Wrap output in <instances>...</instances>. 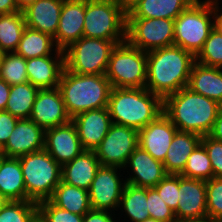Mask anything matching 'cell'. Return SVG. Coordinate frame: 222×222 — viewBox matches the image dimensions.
<instances>
[{"label":"cell","instance_id":"1","mask_svg":"<svg viewBox=\"0 0 222 222\" xmlns=\"http://www.w3.org/2000/svg\"><path fill=\"white\" fill-rule=\"evenodd\" d=\"M195 56L179 46H169L147 52L145 88L164 99L187 87Z\"/></svg>","mask_w":222,"mask_h":222},{"label":"cell","instance_id":"2","mask_svg":"<svg viewBox=\"0 0 222 222\" xmlns=\"http://www.w3.org/2000/svg\"><path fill=\"white\" fill-rule=\"evenodd\" d=\"M222 105L184 87L163 99V113L178 131L209 135Z\"/></svg>","mask_w":222,"mask_h":222},{"label":"cell","instance_id":"3","mask_svg":"<svg viewBox=\"0 0 222 222\" xmlns=\"http://www.w3.org/2000/svg\"><path fill=\"white\" fill-rule=\"evenodd\" d=\"M107 108L114 124L140 130L163 113V99L146 88H112Z\"/></svg>","mask_w":222,"mask_h":222},{"label":"cell","instance_id":"4","mask_svg":"<svg viewBox=\"0 0 222 222\" xmlns=\"http://www.w3.org/2000/svg\"><path fill=\"white\" fill-rule=\"evenodd\" d=\"M58 88L71 119L82 112L106 108L112 89L110 81L103 75H81L64 69Z\"/></svg>","mask_w":222,"mask_h":222},{"label":"cell","instance_id":"5","mask_svg":"<svg viewBox=\"0 0 222 222\" xmlns=\"http://www.w3.org/2000/svg\"><path fill=\"white\" fill-rule=\"evenodd\" d=\"M19 160L26 187V201L38 204L49 200L61 182L62 166L45 149L21 156Z\"/></svg>","mask_w":222,"mask_h":222},{"label":"cell","instance_id":"6","mask_svg":"<svg viewBox=\"0 0 222 222\" xmlns=\"http://www.w3.org/2000/svg\"><path fill=\"white\" fill-rule=\"evenodd\" d=\"M213 29V0H196L174 20V45L196 56Z\"/></svg>","mask_w":222,"mask_h":222},{"label":"cell","instance_id":"7","mask_svg":"<svg viewBox=\"0 0 222 222\" xmlns=\"http://www.w3.org/2000/svg\"><path fill=\"white\" fill-rule=\"evenodd\" d=\"M126 40H104L83 36L64 49L65 68L81 75H103L112 50Z\"/></svg>","mask_w":222,"mask_h":222},{"label":"cell","instance_id":"8","mask_svg":"<svg viewBox=\"0 0 222 222\" xmlns=\"http://www.w3.org/2000/svg\"><path fill=\"white\" fill-rule=\"evenodd\" d=\"M112 88H145L147 53L127 41L112 50L105 72Z\"/></svg>","mask_w":222,"mask_h":222},{"label":"cell","instance_id":"9","mask_svg":"<svg viewBox=\"0 0 222 222\" xmlns=\"http://www.w3.org/2000/svg\"><path fill=\"white\" fill-rule=\"evenodd\" d=\"M127 10L114 2L86 0L83 36L126 40Z\"/></svg>","mask_w":222,"mask_h":222},{"label":"cell","instance_id":"10","mask_svg":"<svg viewBox=\"0 0 222 222\" xmlns=\"http://www.w3.org/2000/svg\"><path fill=\"white\" fill-rule=\"evenodd\" d=\"M126 41L150 52L174 45V20L164 18H127Z\"/></svg>","mask_w":222,"mask_h":222},{"label":"cell","instance_id":"11","mask_svg":"<svg viewBox=\"0 0 222 222\" xmlns=\"http://www.w3.org/2000/svg\"><path fill=\"white\" fill-rule=\"evenodd\" d=\"M137 147L138 130L113 123L94 152L101 165L123 169Z\"/></svg>","mask_w":222,"mask_h":222},{"label":"cell","instance_id":"12","mask_svg":"<svg viewBox=\"0 0 222 222\" xmlns=\"http://www.w3.org/2000/svg\"><path fill=\"white\" fill-rule=\"evenodd\" d=\"M122 168L101 165L89 189L91 209L116 213L126 185Z\"/></svg>","mask_w":222,"mask_h":222},{"label":"cell","instance_id":"13","mask_svg":"<svg viewBox=\"0 0 222 222\" xmlns=\"http://www.w3.org/2000/svg\"><path fill=\"white\" fill-rule=\"evenodd\" d=\"M176 220H206V181L179 175Z\"/></svg>","mask_w":222,"mask_h":222},{"label":"cell","instance_id":"14","mask_svg":"<svg viewBox=\"0 0 222 222\" xmlns=\"http://www.w3.org/2000/svg\"><path fill=\"white\" fill-rule=\"evenodd\" d=\"M30 119L44 130L67 124L71 121L60 89H39L30 114Z\"/></svg>","mask_w":222,"mask_h":222},{"label":"cell","instance_id":"15","mask_svg":"<svg viewBox=\"0 0 222 222\" xmlns=\"http://www.w3.org/2000/svg\"><path fill=\"white\" fill-rule=\"evenodd\" d=\"M123 172L126 183L144 188H154L167 175L163 162L154 159L139 146L128 158Z\"/></svg>","mask_w":222,"mask_h":222},{"label":"cell","instance_id":"16","mask_svg":"<svg viewBox=\"0 0 222 222\" xmlns=\"http://www.w3.org/2000/svg\"><path fill=\"white\" fill-rule=\"evenodd\" d=\"M44 149L61 166L72 161L85 150L78 137L77 128L72 121L46 129Z\"/></svg>","mask_w":222,"mask_h":222},{"label":"cell","instance_id":"17","mask_svg":"<svg viewBox=\"0 0 222 222\" xmlns=\"http://www.w3.org/2000/svg\"><path fill=\"white\" fill-rule=\"evenodd\" d=\"M177 131V127L162 113L138 130V146L154 159L163 162Z\"/></svg>","mask_w":222,"mask_h":222},{"label":"cell","instance_id":"18","mask_svg":"<svg viewBox=\"0 0 222 222\" xmlns=\"http://www.w3.org/2000/svg\"><path fill=\"white\" fill-rule=\"evenodd\" d=\"M45 130L29 119H18L6 144L1 148L6 157L19 158L44 149Z\"/></svg>","mask_w":222,"mask_h":222},{"label":"cell","instance_id":"19","mask_svg":"<svg viewBox=\"0 0 222 222\" xmlns=\"http://www.w3.org/2000/svg\"><path fill=\"white\" fill-rule=\"evenodd\" d=\"M71 121L77 128L78 137L85 150H94L113 124L107 107L79 113Z\"/></svg>","mask_w":222,"mask_h":222},{"label":"cell","instance_id":"20","mask_svg":"<svg viewBox=\"0 0 222 222\" xmlns=\"http://www.w3.org/2000/svg\"><path fill=\"white\" fill-rule=\"evenodd\" d=\"M86 0H64L59 26L55 34L56 46L64 50L83 37Z\"/></svg>","mask_w":222,"mask_h":222},{"label":"cell","instance_id":"21","mask_svg":"<svg viewBox=\"0 0 222 222\" xmlns=\"http://www.w3.org/2000/svg\"><path fill=\"white\" fill-rule=\"evenodd\" d=\"M64 69V55L26 59L28 81L39 89L57 88Z\"/></svg>","mask_w":222,"mask_h":222},{"label":"cell","instance_id":"22","mask_svg":"<svg viewBox=\"0 0 222 222\" xmlns=\"http://www.w3.org/2000/svg\"><path fill=\"white\" fill-rule=\"evenodd\" d=\"M64 0H36L23 10L26 26L55 36Z\"/></svg>","mask_w":222,"mask_h":222},{"label":"cell","instance_id":"23","mask_svg":"<svg viewBox=\"0 0 222 222\" xmlns=\"http://www.w3.org/2000/svg\"><path fill=\"white\" fill-rule=\"evenodd\" d=\"M100 166L94 150H84L72 161L62 165L61 181L89 191Z\"/></svg>","mask_w":222,"mask_h":222},{"label":"cell","instance_id":"24","mask_svg":"<svg viewBox=\"0 0 222 222\" xmlns=\"http://www.w3.org/2000/svg\"><path fill=\"white\" fill-rule=\"evenodd\" d=\"M194 1L196 0H138L127 10V18L175 20Z\"/></svg>","mask_w":222,"mask_h":222},{"label":"cell","instance_id":"25","mask_svg":"<svg viewBox=\"0 0 222 222\" xmlns=\"http://www.w3.org/2000/svg\"><path fill=\"white\" fill-rule=\"evenodd\" d=\"M201 138L194 133L177 131L163 161L165 172L180 175L186 167L189 155L201 143Z\"/></svg>","mask_w":222,"mask_h":222},{"label":"cell","instance_id":"26","mask_svg":"<svg viewBox=\"0 0 222 222\" xmlns=\"http://www.w3.org/2000/svg\"><path fill=\"white\" fill-rule=\"evenodd\" d=\"M187 87L222 105V68L207 67L195 62Z\"/></svg>","mask_w":222,"mask_h":222},{"label":"cell","instance_id":"27","mask_svg":"<svg viewBox=\"0 0 222 222\" xmlns=\"http://www.w3.org/2000/svg\"><path fill=\"white\" fill-rule=\"evenodd\" d=\"M147 205V188L126 183L116 212L118 222H140L149 218Z\"/></svg>","mask_w":222,"mask_h":222},{"label":"cell","instance_id":"28","mask_svg":"<svg viewBox=\"0 0 222 222\" xmlns=\"http://www.w3.org/2000/svg\"><path fill=\"white\" fill-rule=\"evenodd\" d=\"M15 52L25 59L49 55H64V50L56 46L51 35L27 26L22 33L19 46Z\"/></svg>","mask_w":222,"mask_h":222},{"label":"cell","instance_id":"29","mask_svg":"<svg viewBox=\"0 0 222 222\" xmlns=\"http://www.w3.org/2000/svg\"><path fill=\"white\" fill-rule=\"evenodd\" d=\"M0 193L8 200H26V187L19 158L5 157L1 163Z\"/></svg>","mask_w":222,"mask_h":222},{"label":"cell","instance_id":"30","mask_svg":"<svg viewBox=\"0 0 222 222\" xmlns=\"http://www.w3.org/2000/svg\"><path fill=\"white\" fill-rule=\"evenodd\" d=\"M49 201L59 208L82 216L91 210L89 192L62 181L54 189Z\"/></svg>","mask_w":222,"mask_h":222},{"label":"cell","instance_id":"31","mask_svg":"<svg viewBox=\"0 0 222 222\" xmlns=\"http://www.w3.org/2000/svg\"><path fill=\"white\" fill-rule=\"evenodd\" d=\"M38 91L29 81L12 85L5 111L18 119H29Z\"/></svg>","mask_w":222,"mask_h":222},{"label":"cell","instance_id":"32","mask_svg":"<svg viewBox=\"0 0 222 222\" xmlns=\"http://www.w3.org/2000/svg\"><path fill=\"white\" fill-rule=\"evenodd\" d=\"M25 27L22 11L0 15V53L17 50Z\"/></svg>","mask_w":222,"mask_h":222},{"label":"cell","instance_id":"33","mask_svg":"<svg viewBox=\"0 0 222 222\" xmlns=\"http://www.w3.org/2000/svg\"><path fill=\"white\" fill-rule=\"evenodd\" d=\"M0 78L10 86L28 82L26 59L16 52L2 53Z\"/></svg>","mask_w":222,"mask_h":222},{"label":"cell","instance_id":"34","mask_svg":"<svg viewBox=\"0 0 222 222\" xmlns=\"http://www.w3.org/2000/svg\"><path fill=\"white\" fill-rule=\"evenodd\" d=\"M180 175L204 181L210 180L213 177L210 158L201 143L189 155L186 167Z\"/></svg>","mask_w":222,"mask_h":222},{"label":"cell","instance_id":"35","mask_svg":"<svg viewBox=\"0 0 222 222\" xmlns=\"http://www.w3.org/2000/svg\"><path fill=\"white\" fill-rule=\"evenodd\" d=\"M38 219V204L32 201H12L0 209V222H35Z\"/></svg>","mask_w":222,"mask_h":222},{"label":"cell","instance_id":"36","mask_svg":"<svg viewBox=\"0 0 222 222\" xmlns=\"http://www.w3.org/2000/svg\"><path fill=\"white\" fill-rule=\"evenodd\" d=\"M195 62L207 67L222 68V35L212 29Z\"/></svg>","mask_w":222,"mask_h":222},{"label":"cell","instance_id":"37","mask_svg":"<svg viewBox=\"0 0 222 222\" xmlns=\"http://www.w3.org/2000/svg\"><path fill=\"white\" fill-rule=\"evenodd\" d=\"M206 206L208 220L222 222V178L206 181Z\"/></svg>","mask_w":222,"mask_h":222},{"label":"cell","instance_id":"38","mask_svg":"<svg viewBox=\"0 0 222 222\" xmlns=\"http://www.w3.org/2000/svg\"><path fill=\"white\" fill-rule=\"evenodd\" d=\"M40 222H83V216L53 205L49 200L38 203Z\"/></svg>","mask_w":222,"mask_h":222},{"label":"cell","instance_id":"39","mask_svg":"<svg viewBox=\"0 0 222 222\" xmlns=\"http://www.w3.org/2000/svg\"><path fill=\"white\" fill-rule=\"evenodd\" d=\"M149 217L161 222H175L174 211L162 200L154 188H147Z\"/></svg>","mask_w":222,"mask_h":222},{"label":"cell","instance_id":"40","mask_svg":"<svg viewBox=\"0 0 222 222\" xmlns=\"http://www.w3.org/2000/svg\"><path fill=\"white\" fill-rule=\"evenodd\" d=\"M162 200L175 212L178 204L179 175L167 174L155 187Z\"/></svg>","mask_w":222,"mask_h":222},{"label":"cell","instance_id":"41","mask_svg":"<svg viewBox=\"0 0 222 222\" xmlns=\"http://www.w3.org/2000/svg\"><path fill=\"white\" fill-rule=\"evenodd\" d=\"M201 144L205 147L211 161L213 177L222 178V142L209 135L201 138Z\"/></svg>","mask_w":222,"mask_h":222},{"label":"cell","instance_id":"42","mask_svg":"<svg viewBox=\"0 0 222 222\" xmlns=\"http://www.w3.org/2000/svg\"><path fill=\"white\" fill-rule=\"evenodd\" d=\"M18 121V118L5 110L0 111V148H2Z\"/></svg>","mask_w":222,"mask_h":222},{"label":"cell","instance_id":"43","mask_svg":"<svg viewBox=\"0 0 222 222\" xmlns=\"http://www.w3.org/2000/svg\"><path fill=\"white\" fill-rule=\"evenodd\" d=\"M117 215L107 210L91 209L83 215V222H118Z\"/></svg>","mask_w":222,"mask_h":222},{"label":"cell","instance_id":"44","mask_svg":"<svg viewBox=\"0 0 222 222\" xmlns=\"http://www.w3.org/2000/svg\"><path fill=\"white\" fill-rule=\"evenodd\" d=\"M222 1L213 0V29L222 35Z\"/></svg>","mask_w":222,"mask_h":222},{"label":"cell","instance_id":"45","mask_svg":"<svg viewBox=\"0 0 222 222\" xmlns=\"http://www.w3.org/2000/svg\"><path fill=\"white\" fill-rule=\"evenodd\" d=\"M213 139L222 142V107L220 108L214 126L209 134Z\"/></svg>","mask_w":222,"mask_h":222},{"label":"cell","instance_id":"46","mask_svg":"<svg viewBox=\"0 0 222 222\" xmlns=\"http://www.w3.org/2000/svg\"><path fill=\"white\" fill-rule=\"evenodd\" d=\"M11 86L0 78V111L5 110Z\"/></svg>","mask_w":222,"mask_h":222},{"label":"cell","instance_id":"47","mask_svg":"<svg viewBox=\"0 0 222 222\" xmlns=\"http://www.w3.org/2000/svg\"><path fill=\"white\" fill-rule=\"evenodd\" d=\"M19 12L15 0H0V15Z\"/></svg>","mask_w":222,"mask_h":222},{"label":"cell","instance_id":"48","mask_svg":"<svg viewBox=\"0 0 222 222\" xmlns=\"http://www.w3.org/2000/svg\"><path fill=\"white\" fill-rule=\"evenodd\" d=\"M19 11L25 10L28 6L33 4L36 0H15Z\"/></svg>","mask_w":222,"mask_h":222},{"label":"cell","instance_id":"49","mask_svg":"<svg viewBox=\"0 0 222 222\" xmlns=\"http://www.w3.org/2000/svg\"><path fill=\"white\" fill-rule=\"evenodd\" d=\"M97 1H109V2H114L117 3L121 6H123L126 10L129 9V0H97Z\"/></svg>","mask_w":222,"mask_h":222},{"label":"cell","instance_id":"50","mask_svg":"<svg viewBox=\"0 0 222 222\" xmlns=\"http://www.w3.org/2000/svg\"><path fill=\"white\" fill-rule=\"evenodd\" d=\"M8 199H6L1 193H0V209L7 203Z\"/></svg>","mask_w":222,"mask_h":222},{"label":"cell","instance_id":"51","mask_svg":"<svg viewBox=\"0 0 222 222\" xmlns=\"http://www.w3.org/2000/svg\"><path fill=\"white\" fill-rule=\"evenodd\" d=\"M175 222H209V220H176Z\"/></svg>","mask_w":222,"mask_h":222},{"label":"cell","instance_id":"52","mask_svg":"<svg viewBox=\"0 0 222 222\" xmlns=\"http://www.w3.org/2000/svg\"><path fill=\"white\" fill-rule=\"evenodd\" d=\"M6 157L5 153L2 151V149L0 148V166L1 163L3 162L4 158Z\"/></svg>","mask_w":222,"mask_h":222},{"label":"cell","instance_id":"53","mask_svg":"<svg viewBox=\"0 0 222 222\" xmlns=\"http://www.w3.org/2000/svg\"><path fill=\"white\" fill-rule=\"evenodd\" d=\"M140 222H161V221H158V220H155L154 218H147V219H145V220H143V221H140Z\"/></svg>","mask_w":222,"mask_h":222},{"label":"cell","instance_id":"54","mask_svg":"<svg viewBox=\"0 0 222 222\" xmlns=\"http://www.w3.org/2000/svg\"><path fill=\"white\" fill-rule=\"evenodd\" d=\"M138 0H129V8Z\"/></svg>","mask_w":222,"mask_h":222}]
</instances>
